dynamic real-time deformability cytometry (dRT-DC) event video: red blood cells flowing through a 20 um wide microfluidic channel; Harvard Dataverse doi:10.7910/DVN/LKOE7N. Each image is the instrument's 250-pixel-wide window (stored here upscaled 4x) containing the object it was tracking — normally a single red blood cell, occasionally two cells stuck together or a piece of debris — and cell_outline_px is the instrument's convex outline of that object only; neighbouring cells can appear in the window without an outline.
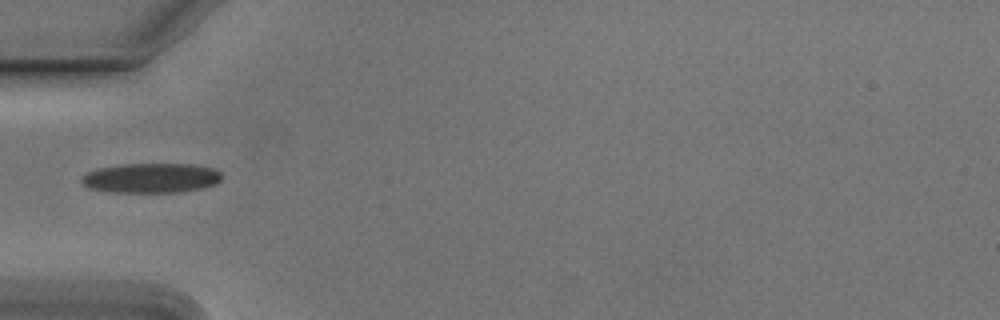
{"species": "Egyptian fruit bat (a non-hibernating species)", "species_latin": "Rousettus aegyptiacus", "temperature_condition": "cold", "stored_images_in_passage": 37, "camera_frame_rate_fps": 3000, "um_per_image_px": 0.085, "animal": {"sex": "male"}, "frame": {"image": 1, "passage_image": 1, "time_ms": 0.0, "image_size_px": [1000, 320], "cell_outline_px": [[220, 180], [216, 184], [200, 188], [176, 192], [112, 192], [88, 188], [80, 180], [80, 176], [96, 168], [120, 164], [196, 164], [212, 168], [220, 172]], "centroid_in_image_um": [12.79, 15.12], "position_along_channel_um": 72.2, "area_um2": 24.33}}
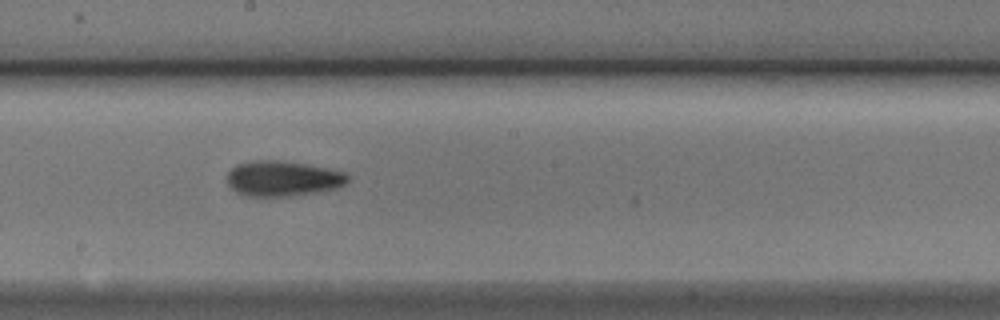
{"frame": {"image": 2, "passage_image": 13, "time_ms": 4.0, "image_size_px": [1000, 320], "cell_outline_px": [[348, 180], [340, 188], [316, 192], [288, 196], [248, 196], [236, 192], [228, 184], [228, 172], [236, 164], [256, 160], [276, 160], [304, 164], [344, 172], [348, 176]], "centroid_in_image_um": [24.02, 15.18], "position_along_channel_um": 224.2, "area_um2": 24.57}}
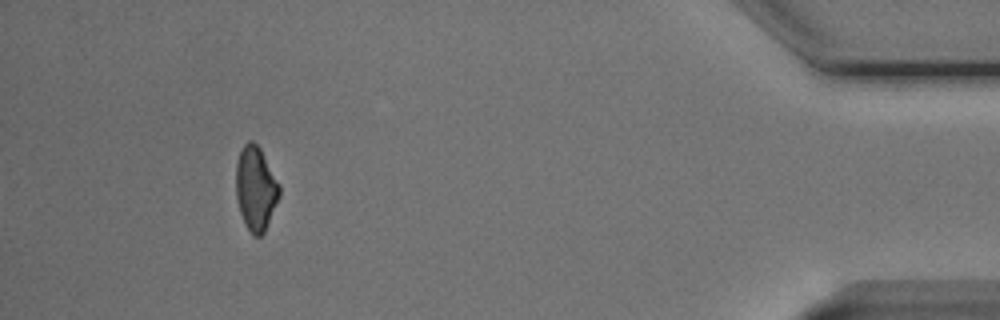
{"frame": {"image": 3, "passage_image": 33, "time_ms": 10.667, "image_size_px": [1000, 320], "cell_outline_px": [[280, 196], [264, 232], [260, 236], [252, 236], [240, 212], [236, 196], [236, 164], [240, 152], [244, 144], [248, 140], [252, 140], [260, 148], [280, 184]], "centroid_in_image_um": [21.74, 16.0], "position_along_channel_um": 413.5, "area_um2": 21.15}, "authors_computed_cell_mechanics": {"area_um2": 22.7732, "velocity_mm_per_s": 3.7873, "shape_relaxation_time_tau1_ms": 4.3473, "shape_relaxation_time_tau2_ms": 7.8013, "deformation_change_tau1": 0.1314, "deformation_change_tau2": 0.1614}}